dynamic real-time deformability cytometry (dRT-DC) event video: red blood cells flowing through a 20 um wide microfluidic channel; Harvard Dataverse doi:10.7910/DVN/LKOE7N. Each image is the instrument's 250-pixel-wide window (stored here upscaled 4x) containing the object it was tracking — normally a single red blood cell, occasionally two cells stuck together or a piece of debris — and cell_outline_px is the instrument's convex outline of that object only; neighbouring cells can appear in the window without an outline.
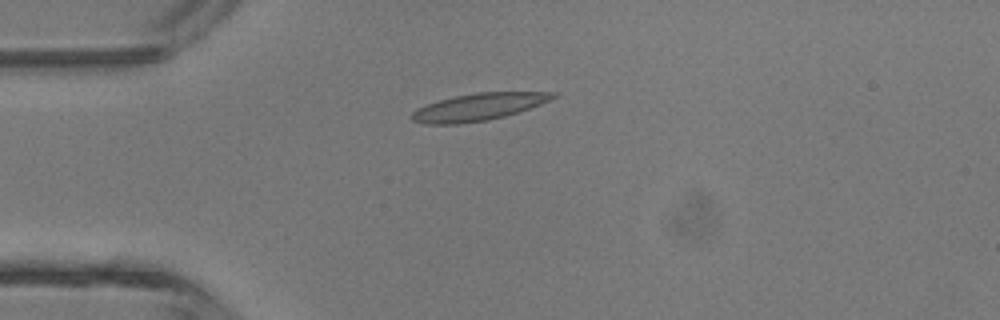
{"species": "common noctule bat (a hibernating species)", "species_latin": "Nyctalus noctula", "temperature_condition": "room temperature", "stored_images_in_passage": 4, "camera_frame_rate_fps": 3000, "um_per_image_px": 0.085, "animal": {"sex": "male", "body_mass_g": 13.3}, "frame": {"image": 1, "passage_image": 3, "time_ms": 2.333, "image_size_px": [1000, 320], "cell_outline_px": [[556, 96], [540, 104], [504, 116], [488, 120], [456, 124], [424, 124], [412, 120], [412, 112], [416, 108], [440, 100], [456, 96], [476, 92], [556, 92]], "centroid_in_image_um": [40.62, 9.09], "position_along_channel_um": 44.4, "area_um2": 21.96}}